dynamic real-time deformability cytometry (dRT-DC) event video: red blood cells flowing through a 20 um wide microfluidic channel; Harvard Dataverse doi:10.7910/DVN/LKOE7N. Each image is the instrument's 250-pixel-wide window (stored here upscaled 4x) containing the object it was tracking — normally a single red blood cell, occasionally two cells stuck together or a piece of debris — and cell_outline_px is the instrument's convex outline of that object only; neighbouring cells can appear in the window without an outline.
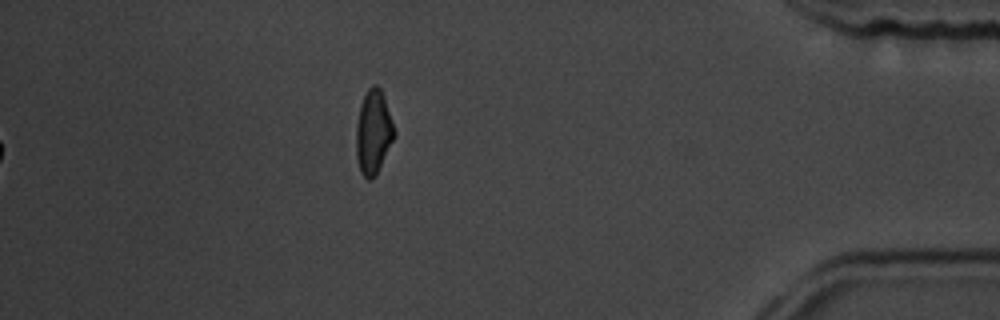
{"species": "common noctule bat (a hibernating species)", "species_latin": "Nyctalus noctula", "temperature_condition": "room temperature", "stored_images_in_passage": 16, "camera_frame_rate_fps": 3000, "um_per_image_px": 0.085, "animal": {"sex": "male", "body_mass_g": 19.5, "forearm_length_mm": 54.6}, "frame": {"image": 1, "passage_image": 16, "time_ms": 19.0, "image_size_px": [1000, 320], "cell_outline_px": [[396, 132], [376, 176], [368, 180], [360, 172], [356, 160], [356, 124], [360, 104], [368, 88], [372, 84], [376, 84], [380, 88], [384, 96]], "centroid_in_image_um": [31.72, 11.23], "position_along_channel_um": 403.5, "area_um2": 18.73}, "authors_computed_cell_mechanics": {"area_um2": 19.1896, "velocity_mm_per_s": 3.5975, "shape_relaxation_time_tau1_ms": 2.4012, "shape_relaxation_time_tau2_ms": 4.7705, "deformation_change_tau1": 0.0869, "deformation_change_tau2": 0.1244}}